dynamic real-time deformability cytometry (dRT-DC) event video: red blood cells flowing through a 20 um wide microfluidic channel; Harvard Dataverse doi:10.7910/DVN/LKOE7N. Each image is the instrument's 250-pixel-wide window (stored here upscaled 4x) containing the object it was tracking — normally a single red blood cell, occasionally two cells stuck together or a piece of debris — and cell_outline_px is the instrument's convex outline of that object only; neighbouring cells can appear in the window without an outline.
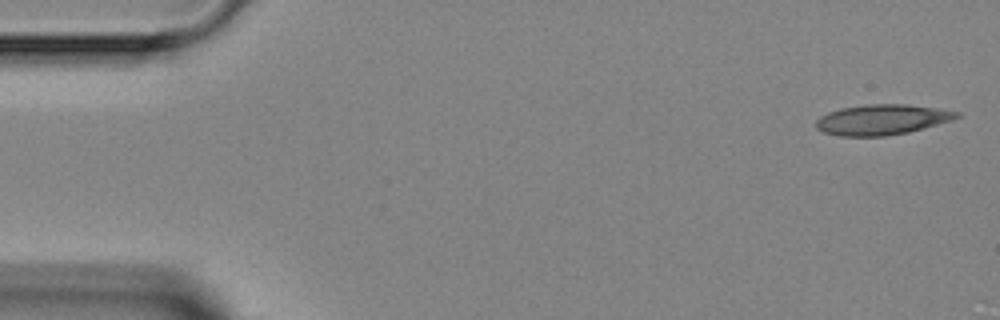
{"species": "Egyptian fruit bat (a non-hibernating species)", "species_latin": "Rousettus aegyptiacus", "temperature_condition": "room temperature", "stored_images_in_passage": 4, "camera_frame_rate_fps": 3000, "um_per_image_px": 0.085, "animal": {"sex": "female"}, "frame": {"image": 1, "passage_image": 1, "time_ms": 0.0, "image_size_px": [1000, 320], "cell_outline_px": [[964, 116], [952, 120], [908, 132], [884, 136], [840, 136], [824, 132], [816, 128], [816, 120], [820, 116], [828, 112], [840, 108], [868, 104], [904, 104], [936, 108], [960, 112]], "centroid_in_image_um": [74.97, 10.16], "position_along_channel_um": 10.0, "area_um2": 24.85}}
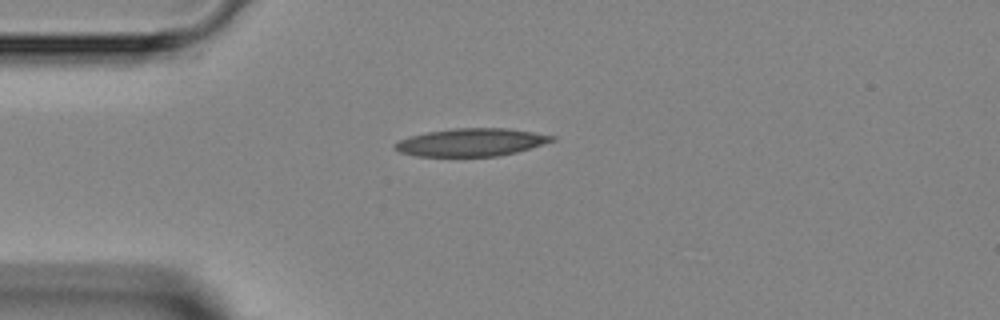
{"frame": {"image": 2, "passage_image": 4, "time_ms": 3.333, "image_size_px": [1000, 320], "cell_outline_px": [[556, 140], [516, 152], [496, 156], [416, 156], [400, 152], [392, 148], [392, 144], [400, 140], [412, 136], [428, 132], [452, 128], [508, 128], [556, 136]], "centroid_in_image_um": [40.04, 12.09], "position_along_channel_um": 45.0, "area_um2": 25.32}}